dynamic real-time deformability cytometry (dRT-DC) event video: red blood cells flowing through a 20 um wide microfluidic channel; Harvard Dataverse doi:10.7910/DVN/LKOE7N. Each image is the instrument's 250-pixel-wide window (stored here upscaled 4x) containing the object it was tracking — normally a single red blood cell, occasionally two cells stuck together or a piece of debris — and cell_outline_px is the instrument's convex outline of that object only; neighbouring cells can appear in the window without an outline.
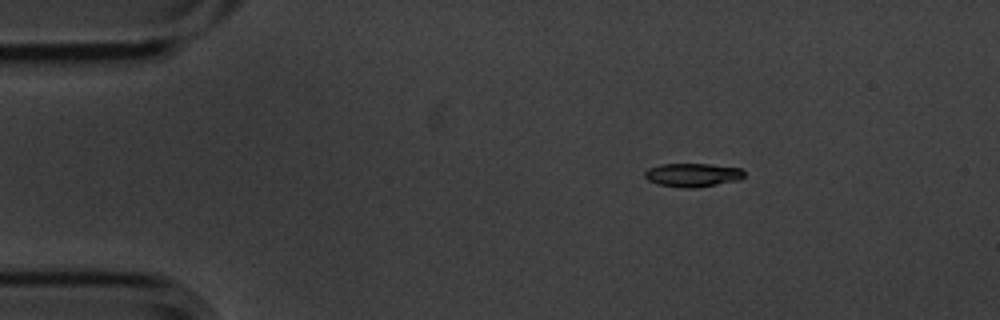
{"species": "common noctule bat (a hibernating species)", "species_latin": "Nyctalus noctula", "temperature_condition": "cold", "stored_images_in_passage": 3, "camera_frame_rate_fps": 3000, "um_per_image_px": 0.085, "animal": {"sex": "male", "body_mass_g": 20.1, "forearm_length_mm": 53.5}, "frame": {"image": 1, "passage_image": 1, "time_ms": 0.0, "image_size_px": [1000, 320], "cell_outline_px": [[744, 176], [740, 180], [696, 188], [684, 188], [660, 184], [648, 180], [644, 176], [644, 172], [648, 168], [660, 164], [708, 164], [740, 168], [744, 172]], "centroid_in_image_um": [58.87, 14.87], "position_along_channel_um": 26.1, "area_um2": 13.64}}